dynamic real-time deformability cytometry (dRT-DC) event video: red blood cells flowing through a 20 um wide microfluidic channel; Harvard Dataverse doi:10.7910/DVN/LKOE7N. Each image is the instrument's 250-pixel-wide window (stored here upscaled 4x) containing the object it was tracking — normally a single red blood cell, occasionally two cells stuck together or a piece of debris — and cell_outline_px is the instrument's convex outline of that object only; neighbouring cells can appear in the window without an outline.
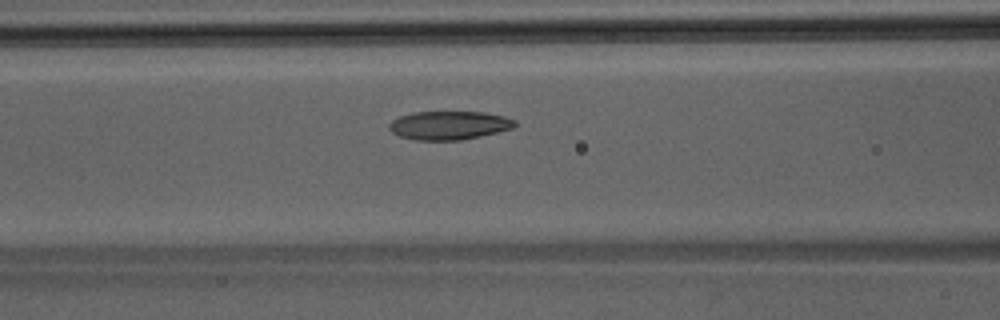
{"species": "Egyptian fruit bat (a non-hibernating species)", "species_latin": "Rousettus aegyptiacus", "temperature_condition": "room temperature", "stored_images_in_passage": 37, "camera_frame_rate_fps": 3000, "um_per_image_px": 0.085, "animal": {"sex": "male"}, "frame": {"image": 1, "passage_image": 13, "time_ms": 4.0, "image_size_px": [1000, 320], "cell_outline_px": [[516, 124], [512, 128], [480, 136], [460, 140], [416, 140], [400, 136], [392, 132], [388, 128], [388, 124], [392, 120], [400, 116], [412, 112], [484, 112], [504, 116], [516, 120]], "centroid_in_image_um": [38.15, 10.65], "position_along_channel_um": 128.5, "area_um2": 20.87}}
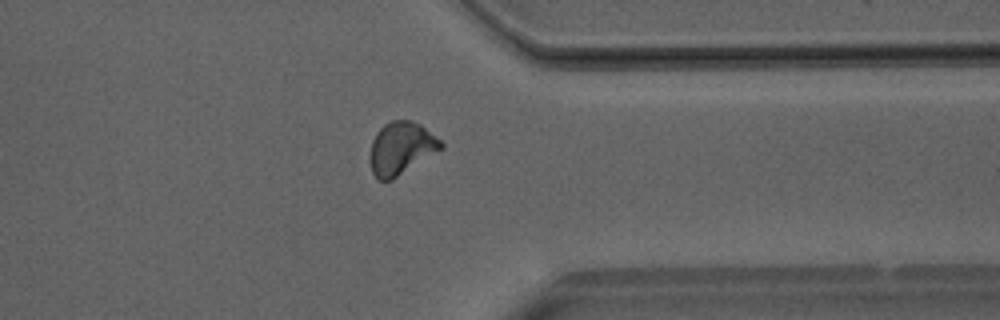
{"frame": {"image": 2, "passage_image": 30, "time_ms": 9.667, "image_size_px": [1000, 320], "cell_outline_px": [[444, 148], [392, 180], [380, 180], [372, 172], [372, 140], [376, 132], [384, 124], [392, 120], [412, 120], [420, 124], [440, 140], [444, 144]], "centroid_in_image_um": [34.13, 12.58], "position_along_channel_um": 377.3, "area_um2": 21.44}}
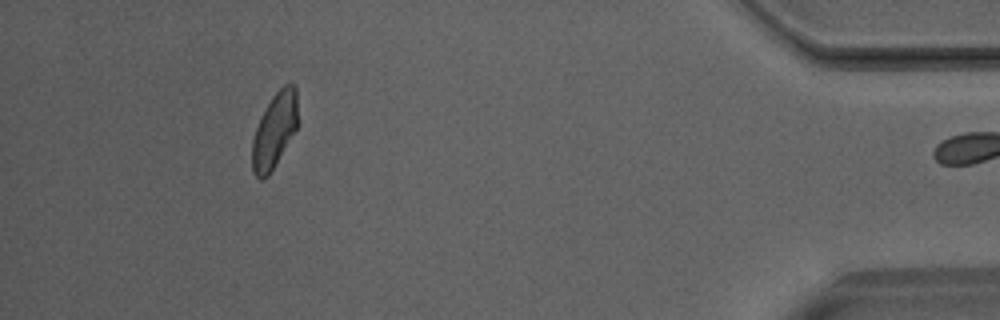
{"frame": {"image": 3, "passage_image": 36, "time_ms": 11.667, "image_size_px": [1000, 320], "cell_outline_px": [[296, 128], [268, 176], [264, 180], [260, 180], [252, 172], [252, 140], [256, 128], [272, 96], [284, 84], [292, 84], [296, 88]], "centroid_in_image_um": [23.29, 11.12], "position_along_channel_um": 411.9, "area_um2": 19.31}}